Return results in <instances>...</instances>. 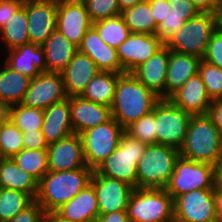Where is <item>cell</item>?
Returning <instances> with one entry per match:
<instances>
[{
  "instance_id": "cell-29",
  "label": "cell",
  "mask_w": 222,
  "mask_h": 222,
  "mask_svg": "<svg viewBox=\"0 0 222 222\" xmlns=\"http://www.w3.org/2000/svg\"><path fill=\"white\" fill-rule=\"evenodd\" d=\"M122 73L99 71L87 84L81 97L111 107L118 78Z\"/></svg>"
},
{
  "instance_id": "cell-8",
  "label": "cell",
  "mask_w": 222,
  "mask_h": 222,
  "mask_svg": "<svg viewBox=\"0 0 222 222\" xmlns=\"http://www.w3.org/2000/svg\"><path fill=\"white\" fill-rule=\"evenodd\" d=\"M125 129L111 118L80 133L87 167L95 170L118 147Z\"/></svg>"
},
{
  "instance_id": "cell-53",
  "label": "cell",
  "mask_w": 222,
  "mask_h": 222,
  "mask_svg": "<svg viewBox=\"0 0 222 222\" xmlns=\"http://www.w3.org/2000/svg\"><path fill=\"white\" fill-rule=\"evenodd\" d=\"M43 222H71V221L62 218L56 212H45Z\"/></svg>"
},
{
  "instance_id": "cell-41",
  "label": "cell",
  "mask_w": 222,
  "mask_h": 222,
  "mask_svg": "<svg viewBox=\"0 0 222 222\" xmlns=\"http://www.w3.org/2000/svg\"><path fill=\"white\" fill-rule=\"evenodd\" d=\"M194 16L195 15H177L170 10L166 18L158 24L156 36L165 44L187 20Z\"/></svg>"
},
{
  "instance_id": "cell-19",
  "label": "cell",
  "mask_w": 222,
  "mask_h": 222,
  "mask_svg": "<svg viewBox=\"0 0 222 222\" xmlns=\"http://www.w3.org/2000/svg\"><path fill=\"white\" fill-rule=\"evenodd\" d=\"M169 53L170 49L164 45L151 58L131 72L142 84L161 99H165Z\"/></svg>"
},
{
  "instance_id": "cell-21",
  "label": "cell",
  "mask_w": 222,
  "mask_h": 222,
  "mask_svg": "<svg viewBox=\"0 0 222 222\" xmlns=\"http://www.w3.org/2000/svg\"><path fill=\"white\" fill-rule=\"evenodd\" d=\"M168 99L180 109L191 115L206 114L212 102L208 96L205 83L198 73L192 76Z\"/></svg>"
},
{
  "instance_id": "cell-13",
  "label": "cell",
  "mask_w": 222,
  "mask_h": 222,
  "mask_svg": "<svg viewBox=\"0 0 222 222\" xmlns=\"http://www.w3.org/2000/svg\"><path fill=\"white\" fill-rule=\"evenodd\" d=\"M93 22L82 0H58L56 29L79 47Z\"/></svg>"
},
{
  "instance_id": "cell-12",
  "label": "cell",
  "mask_w": 222,
  "mask_h": 222,
  "mask_svg": "<svg viewBox=\"0 0 222 222\" xmlns=\"http://www.w3.org/2000/svg\"><path fill=\"white\" fill-rule=\"evenodd\" d=\"M66 98L62 73L44 72L30 80L21 104L45 110Z\"/></svg>"
},
{
  "instance_id": "cell-3",
  "label": "cell",
  "mask_w": 222,
  "mask_h": 222,
  "mask_svg": "<svg viewBox=\"0 0 222 222\" xmlns=\"http://www.w3.org/2000/svg\"><path fill=\"white\" fill-rule=\"evenodd\" d=\"M180 156L215 165L222 159V136L206 115H192Z\"/></svg>"
},
{
  "instance_id": "cell-2",
  "label": "cell",
  "mask_w": 222,
  "mask_h": 222,
  "mask_svg": "<svg viewBox=\"0 0 222 222\" xmlns=\"http://www.w3.org/2000/svg\"><path fill=\"white\" fill-rule=\"evenodd\" d=\"M92 173L87 166L69 171H48L38 182L35 200L45 212H55L90 183Z\"/></svg>"
},
{
  "instance_id": "cell-35",
  "label": "cell",
  "mask_w": 222,
  "mask_h": 222,
  "mask_svg": "<svg viewBox=\"0 0 222 222\" xmlns=\"http://www.w3.org/2000/svg\"><path fill=\"white\" fill-rule=\"evenodd\" d=\"M93 27L98 31L100 38L114 48H117L130 34L121 15L97 21L93 23Z\"/></svg>"
},
{
  "instance_id": "cell-36",
  "label": "cell",
  "mask_w": 222,
  "mask_h": 222,
  "mask_svg": "<svg viewBox=\"0 0 222 222\" xmlns=\"http://www.w3.org/2000/svg\"><path fill=\"white\" fill-rule=\"evenodd\" d=\"M22 132L42 130L44 110L21 103L10 106L9 118Z\"/></svg>"
},
{
  "instance_id": "cell-17",
  "label": "cell",
  "mask_w": 222,
  "mask_h": 222,
  "mask_svg": "<svg viewBox=\"0 0 222 222\" xmlns=\"http://www.w3.org/2000/svg\"><path fill=\"white\" fill-rule=\"evenodd\" d=\"M47 152L49 171H69L87 166L80 134L73 133L48 144Z\"/></svg>"
},
{
  "instance_id": "cell-48",
  "label": "cell",
  "mask_w": 222,
  "mask_h": 222,
  "mask_svg": "<svg viewBox=\"0 0 222 222\" xmlns=\"http://www.w3.org/2000/svg\"><path fill=\"white\" fill-rule=\"evenodd\" d=\"M206 115L211 119L212 123L219 129L222 136V99L213 100L208 107Z\"/></svg>"
},
{
  "instance_id": "cell-14",
  "label": "cell",
  "mask_w": 222,
  "mask_h": 222,
  "mask_svg": "<svg viewBox=\"0 0 222 222\" xmlns=\"http://www.w3.org/2000/svg\"><path fill=\"white\" fill-rule=\"evenodd\" d=\"M90 182L96 192L99 215L127 210L135 188L117 179L99 175L95 170Z\"/></svg>"
},
{
  "instance_id": "cell-56",
  "label": "cell",
  "mask_w": 222,
  "mask_h": 222,
  "mask_svg": "<svg viewBox=\"0 0 222 222\" xmlns=\"http://www.w3.org/2000/svg\"><path fill=\"white\" fill-rule=\"evenodd\" d=\"M217 27L222 30V14L217 18Z\"/></svg>"
},
{
  "instance_id": "cell-23",
  "label": "cell",
  "mask_w": 222,
  "mask_h": 222,
  "mask_svg": "<svg viewBox=\"0 0 222 222\" xmlns=\"http://www.w3.org/2000/svg\"><path fill=\"white\" fill-rule=\"evenodd\" d=\"M99 71L89 56L78 51L61 72L67 96L80 95Z\"/></svg>"
},
{
  "instance_id": "cell-11",
  "label": "cell",
  "mask_w": 222,
  "mask_h": 222,
  "mask_svg": "<svg viewBox=\"0 0 222 222\" xmlns=\"http://www.w3.org/2000/svg\"><path fill=\"white\" fill-rule=\"evenodd\" d=\"M191 117L169 99H160L155 105L156 143L180 150Z\"/></svg>"
},
{
  "instance_id": "cell-25",
  "label": "cell",
  "mask_w": 222,
  "mask_h": 222,
  "mask_svg": "<svg viewBox=\"0 0 222 222\" xmlns=\"http://www.w3.org/2000/svg\"><path fill=\"white\" fill-rule=\"evenodd\" d=\"M73 133L69 97L44 110L42 134L48 144L57 142Z\"/></svg>"
},
{
  "instance_id": "cell-50",
  "label": "cell",
  "mask_w": 222,
  "mask_h": 222,
  "mask_svg": "<svg viewBox=\"0 0 222 222\" xmlns=\"http://www.w3.org/2000/svg\"><path fill=\"white\" fill-rule=\"evenodd\" d=\"M200 12H211L216 8L218 0H190Z\"/></svg>"
},
{
  "instance_id": "cell-22",
  "label": "cell",
  "mask_w": 222,
  "mask_h": 222,
  "mask_svg": "<svg viewBox=\"0 0 222 222\" xmlns=\"http://www.w3.org/2000/svg\"><path fill=\"white\" fill-rule=\"evenodd\" d=\"M8 51L9 56L4 62L26 77L33 79L39 73L47 72L46 58L42 46L27 43Z\"/></svg>"
},
{
  "instance_id": "cell-37",
  "label": "cell",
  "mask_w": 222,
  "mask_h": 222,
  "mask_svg": "<svg viewBox=\"0 0 222 222\" xmlns=\"http://www.w3.org/2000/svg\"><path fill=\"white\" fill-rule=\"evenodd\" d=\"M23 132L9 119L0 128V158H13L23 147Z\"/></svg>"
},
{
  "instance_id": "cell-44",
  "label": "cell",
  "mask_w": 222,
  "mask_h": 222,
  "mask_svg": "<svg viewBox=\"0 0 222 222\" xmlns=\"http://www.w3.org/2000/svg\"><path fill=\"white\" fill-rule=\"evenodd\" d=\"M23 147L25 149L40 150L47 149L48 143L45 141L42 130H35L32 132H23Z\"/></svg>"
},
{
  "instance_id": "cell-30",
  "label": "cell",
  "mask_w": 222,
  "mask_h": 222,
  "mask_svg": "<svg viewBox=\"0 0 222 222\" xmlns=\"http://www.w3.org/2000/svg\"><path fill=\"white\" fill-rule=\"evenodd\" d=\"M30 80V78L13 70L5 63L3 69H0V100L10 106L21 103Z\"/></svg>"
},
{
  "instance_id": "cell-15",
  "label": "cell",
  "mask_w": 222,
  "mask_h": 222,
  "mask_svg": "<svg viewBox=\"0 0 222 222\" xmlns=\"http://www.w3.org/2000/svg\"><path fill=\"white\" fill-rule=\"evenodd\" d=\"M163 46L164 43L155 34L130 33L116 48L122 73L132 72Z\"/></svg>"
},
{
  "instance_id": "cell-4",
  "label": "cell",
  "mask_w": 222,
  "mask_h": 222,
  "mask_svg": "<svg viewBox=\"0 0 222 222\" xmlns=\"http://www.w3.org/2000/svg\"><path fill=\"white\" fill-rule=\"evenodd\" d=\"M179 150L162 144H149L137 164V188L162 189L173 174Z\"/></svg>"
},
{
  "instance_id": "cell-43",
  "label": "cell",
  "mask_w": 222,
  "mask_h": 222,
  "mask_svg": "<svg viewBox=\"0 0 222 222\" xmlns=\"http://www.w3.org/2000/svg\"><path fill=\"white\" fill-rule=\"evenodd\" d=\"M45 211L41 205L34 200L24 210L19 212L9 222H43Z\"/></svg>"
},
{
  "instance_id": "cell-54",
  "label": "cell",
  "mask_w": 222,
  "mask_h": 222,
  "mask_svg": "<svg viewBox=\"0 0 222 222\" xmlns=\"http://www.w3.org/2000/svg\"><path fill=\"white\" fill-rule=\"evenodd\" d=\"M141 1L143 0H118L119 10L120 12H122L128 8L135 6Z\"/></svg>"
},
{
  "instance_id": "cell-26",
  "label": "cell",
  "mask_w": 222,
  "mask_h": 222,
  "mask_svg": "<svg viewBox=\"0 0 222 222\" xmlns=\"http://www.w3.org/2000/svg\"><path fill=\"white\" fill-rule=\"evenodd\" d=\"M200 60V57L170 50L165 84V99H168L192 76L198 73Z\"/></svg>"
},
{
  "instance_id": "cell-31",
  "label": "cell",
  "mask_w": 222,
  "mask_h": 222,
  "mask_svg": "<svg viewBox=\"0 0 222 222\" xmlns=\"http://www.w3.org/2000/svg\"><path fill=\"white\" fill-rule=\"evenodd\" d=\"M120 15L129 28L130 33H147L156 35L158 25L152 16L148 0H143L135 6L122 11Z\"/></svg>"
},
{
  "instance_id": "cell-20",
  "label": "cell",
  "mask_w": 222,
  "mask_h": 222,
  "mask_svg": "<svg viewBox=\"0 0 222 222\" xmlns=\"http://www.w3.org/2000/svg\"><path fill=\"white\" fill-rule=\"evenodd\" d=\"M78 51L89 56L100 71L122 73L117 49L106 44L93 26L82 38Z\"/></svg>"
},
{
  "instance_id": "cell-55",
  "label": "cell",
  "mask_w": 222,
  "mask_h": 222,
  "mask_svg": "<svg viewBox=\"0 0 222 222\" xmlns=\"http://www.w3.org/2000/svg\"><path fill=\"white\" fill-rule=\"evenodd\" d=\"M222 14V0H218L215 10L213 11V15L216 19Z\"/></svg>"
},
{
  "instance_id": "cell-38",
  "label": "cell",
  "mask_w": 222,
  "mask_h": 222,
  "mask_svg": "<svg viewBox=\"0 0 222 222\" xmlns=\"http://www.w3.org/2000/svg\"><path fill=\"white\" fill-rule=\"evenodd\" d=\"M198 74L205 83L211 101L222 99V69L201 59Z\"/></svg>"
},
{
  "instance_id": "cell-46",
  "label": "cell",
  "mask_w": 222,
  "mask_h": 222,
  "mask_svg": "<svg viewBox=\"0 0 222 222\" xmlns=\"http://www.w3.org/2000/svg\"><path fill=\"white\" fill-rule=\"evenodd\" d=\"M171 5L170 10L177 15H197L200 11L190 0H167Z\"/></svg>"
},
{
  "instance_id": "cell-40",
  "label": "cell",
  "mask_w": 222,
  "mask_h": 222,
  "mask_svg": "<svg viewBox=\"0 0 222 222\" xmlns=\"http://www.w3.org/2000/svg\"><path fill=\"white\" fill-rule=\"evenodd\" d=\"M93 23L120 15L118 0H82Z\"/></svg>"
},
{
  "instance_id": "cell-10",
  "label": "cell",
  "mask_w": 222,
  "mask_h": 222,
  "mask_svg": "<svg viewBox=\"0 0 222 222\" xmlns=\"http://www.w3.org/2000/svg\"><path fill=\"white\" fill-rule=\"evenodd\" d=\"M214 165L179 156L173 174L164 188L173 200L197 189H214Z\"/></svg>"
},
{
  "instance_id": "cell-42",
  "label": "cell",
  "mask_w": 222,
  "mask_h": 222,
  "mask_svg": "<svg viewBox=\"0 0 222 222\" xmlns=\"http://www.w3.org/2000/svg\"><path fill=\"white\" fill-rule=\"evenodd\" d=\"M202 59L222 69V30L218 27L214 30Z\"/></svg>"
},
{
  "instance_id": "cell-32",
  "label": "cell",
  "mask_w": 222,
  "mask_h": 222,
  "mask_svg": "<svg viewBox=\"0 0 222 222\" xmlns=\"http://www.w3.org/2000/svg\"><path fill=\"white\" fill-rule=\"evenodd\" d=\"M1 38L6 43L8 50L30 43L28 34V19L25 10V0L23 5L6 22L0 30Z\"/></svg>"
},
{
  "instance_id": "cell-45",
  "label": "cell",
  "mask_w": 222,
  "mask_h": 222,
  "mask_svg": "<svg viewBox=\"0 0 222 222\" xmlns=\"http://www.w3.org/2000/svg\"><path fill=\"white\" fill-rule=\"evenodd\" d=\"M23 3L24 0H0V30Z\"/></svg>"
},
{
  "instance_id": "cell-18",
  "label": "cell",
  "mask_w": 222,
  "mask_h": 222,
  "mask_svg": "<svg viewBox=\"0 0 222 222\" xmlns=\"http://www.w3.org/2000/svg\"><path fill=\"white\" fill-rule=\"evenodd\" d=\"M69 105L73 131L77 134L112 118L110 107L94 103L80 95L69 96Z\"/></svg>"
},
{
  "instance_id": "cell-47",
  "label": "cell",
  "mask_w": 222,
  "mask_h": 222,
  "mask_svg": "<svg viewBox=\"0 0 222 222\" xmlns=\"http://www.w3.org/2000/svg\"><path fill=\"white\" fill-rule=\"evenodd\" d=\"M148 1L151 7L152 16L154 17L156 24L158 25L168 15L171 5L168 3L167 0H148Z\"/></svg>"
},
{
  "instance_id": "cell-16",
  "label": "cell",
  "mask_w": 222,
  "mask_h": 222,
  "mask_svg": "<svg viewBox=\"0 0 222 222\" xmlns=\"http://www.w3.org/2000/svg\"><path fill=\"white\" fill-rule=\"evenodd\" d=\"M58 0H25L30 43L42 46L56 30Z\"/></svg>"
},
{
  "instance_id": "cell-52",
  "label": "cell",
  "mask_w": 222,
  "mask_h": 222,
  "mask_svg": "<svg viewBox=\"0 0 222 222\" xmlns=\"http://www.w3.org/2000/svg\"><path fill=\"white\" fill-rule=\"evenodd\" d=\"M9 118L10 105L0 100V128L9 120Z\"/></svg>"
},
{
  "instance_id": "cell-34",
  "label": "cell",
  "mask_w": 222,
  "mask_h": 222,
  "mask_svg": "<svg viewBox=\"0 0 222 222\" xmlns=\"http://www.w3.org/2000/svg\"><path fill=\"white\" fill-rule=\"evenodd\" d=\"M34 199L23 191L0 188V222H9Z\"/></svg>"
},
{
  "instance_id": "cell-24",
  "label": "cell",
  "mask_w": 222,
  "mask_h": 222,
  "mask_svg": "<svg viewBox=\"0 0 222 222\" xmlns=\"http://www.w3.org/2000/svg\"><path fill=\"white\" fill-rule=\"evenodd\" d=\"M71 222H94L99 216L97 196L92 183L55 211Z\"/></svg>"
},
{
  "instance_id": "cell-27",
  "label": "cell",
  "mask_w": 222,
  "mask_h": 222,
  "mask_svg": "<svg viewBox=\"0 0 222 222\" xmlns=\"http://www.w3.org/2000/svg\"><path fill=\"white\" fill-rule=\"evenodd\" d=\"M42 48L45 53L47 72L61 73L78 52V47L57 29L47 38Z\"/></svg>"
},
{
  "instance_id": "cell-39",
  "label": "cell",
  "mask_w": 222,
  "mask_h": 222,
  "mask_svg": "<svg viewBox=\"0 0 222 222\" xmlns=\"http://www.w3.org/2000/svg\"><path fill=\"white\" fill-rule=\"evenodd\" d=\"M155 131V107L152 112L142 116L125 129L130 136L148 145L156 144Z\"/></svg>"
},
{
  "instance_id": "cell-49",
  "label": "cell",
  "mask_w": 222,
  "mask_h": 222,
  "mask_svg": "<svg viewBox=\"0 0 222 222\" xmlns=\"http://www.w3.org/2000/svg\"><path fill=\"white\" fill-rule=\"evenodd\" d=\"M94 222H130L127 211H117L99 215Z\"/></svg>"
},
{
  "instance_id": "cell-51",
  "label": "cell",
  "mask_w": 222,
  "mask_h": 222,
  "mask_svg": "<svg viewBox=\"0 0 222 222\" xmlns=\"http://www.w3.org/2000/svg\"><path fill=\"white\" fill-rule=\"evenodd\" d=\"M214 189L222 196V159L214 165Z\"/></svg>"
},
{
  "instance_id": "cell-33",
  "label": "cell",
  "mask_w": 222,
  "mask_h": 222,
  "mask_svg": "<svg viewBox=\"0 0 222 222\" xmlns=\"http://www.w3.org/2000/svg\"><path fill=\"white\" fill-rule=\"evenodd\" d=\"M13 160L22 171L34 177L38 182L49 171L47 149L23 148L13 157Z\"/></svg>"
},
{
  "instance_id": "cell-28",
  "label": "cell",
  "mask_w": 222,
  "mask_h": 222,
  "mask_svg": "<svg viewBox=\"0 0 222 222\" xmlns=\"http://www.w3.org/2000/svg\"><path fill=\"white\" fill-rule=\"evenodd\" d=\"M0 188L23 191L35 200L38 181L22 171L13 158H0Z\"/></svg>"
},
{
  "instance_id": "cell-5",
  "label": "cell",
  "mask_w": 222,
  "mask_h": 222,
  "mask_svg": "<svg viewBox=\"0 0 222 222\" xmlns=\"http://www.w3.org/2000/svg\"><path fill=\"white\" fill-rule=\"evenodd\" d=\"M147 145L124 132L116 150L95 171L99 175L117 179L137 188V164Z\"/></svg>"
},
{
  "instance_id": "cell-9",
  "label": "cell",
  "mask_w": 222,
  "mask_h": 222,
  "mask_svg": "<svg viewBox=\"0 0 222 222\" xmlns=\"http://www.w3.org/2000/svg\"><path fill=\"white\" fill-rule=\"evenodd\" d=\"M220 195L215 189H197L173 200L177 222H218Z\"/></svg>"
},
{
  "instance_id": "cell-1",
  "label": "cell",
  "mask_w": 222,
  "mask_h": 222,
  "mask_svg": "<svg viewBox=\"0 0 222 222\" xmlns=\"http://www.w3.org/2000/svg\"><path fill=\"white\" fill-rule=\"evenodd\" d=\"M161 98L142 84L131 72L118 78L111 115L124 129L153 111Z\"/></svg>"
},
{
  "instance_id": "cell-6",
  "label": "cell",
  "mask_w": 222,
  "mask_h": 222,
  "mask_svg": "<svg viewBox=\"0 0 222 222\" xmlns=\"http://www.w3.org/2000/svg\"><path fill=\"white\" fill-rule=\"evenodd\" d=\"M216 28L217 19L213 13L199 12L187 20L164 45L170 50L202 59Z\"/></svg>"
},
{
  "instance_id": "cell-7",
  "label": "cell",
  "mask_w": 222,
  "mask_h": 222,
  "mask_svg": "<svg viewBox=\"0 0 222 222\" xmlns=\"http://www.w3.org/2000/svg\"><path fill=\"white\" fill-rule=\"evenodd\" d=\"M130 222H171L173 198L162 189L135 188L127 207Z\"/></svg>"
}]
</instances>
